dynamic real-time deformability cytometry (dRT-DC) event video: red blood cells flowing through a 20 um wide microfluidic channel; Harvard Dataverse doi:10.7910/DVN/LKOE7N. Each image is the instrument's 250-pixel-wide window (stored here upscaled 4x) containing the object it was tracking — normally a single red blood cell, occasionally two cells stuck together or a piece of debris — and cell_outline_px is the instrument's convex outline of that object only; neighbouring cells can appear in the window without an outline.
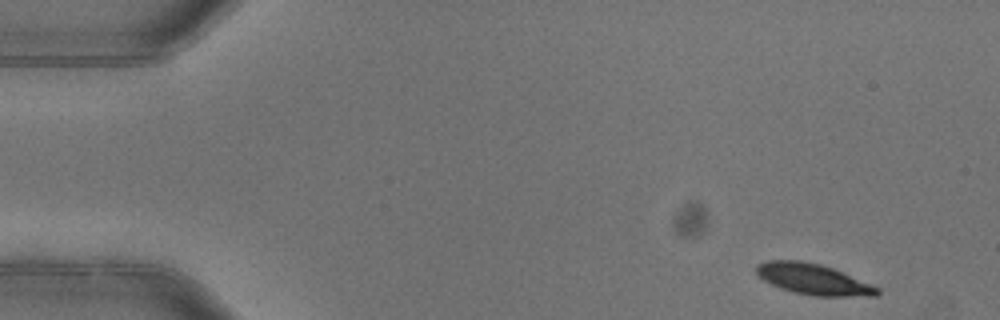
{"species": "common noctule bat (a hibernating species)", "species_latin": "Nyctalus noctula", "temperature_condition": "warm", "stored_images_in_passage": 3, "camera_frame_rate_fps": 3000, "um_per_image_px": 0.085, "animal": {"sex": "female"}, "frame": {"image": 1, "passage_image": 1, "time_ms": 0.0, "image_size_px": [1000, 320], "cell_outline_px": [[880, 292], [876, 296], [812, 296], [792, 292], [780, 288], [764, 280], [756, 272], [756, 264], [768, 260], [800, 260], [820, 264], [832, 268], [872, 284], [880, 288]], "centroid_in_image_um": [69.13, 23.74], "position_along_channel_um": 15.9, "area_um2": 21.73}}